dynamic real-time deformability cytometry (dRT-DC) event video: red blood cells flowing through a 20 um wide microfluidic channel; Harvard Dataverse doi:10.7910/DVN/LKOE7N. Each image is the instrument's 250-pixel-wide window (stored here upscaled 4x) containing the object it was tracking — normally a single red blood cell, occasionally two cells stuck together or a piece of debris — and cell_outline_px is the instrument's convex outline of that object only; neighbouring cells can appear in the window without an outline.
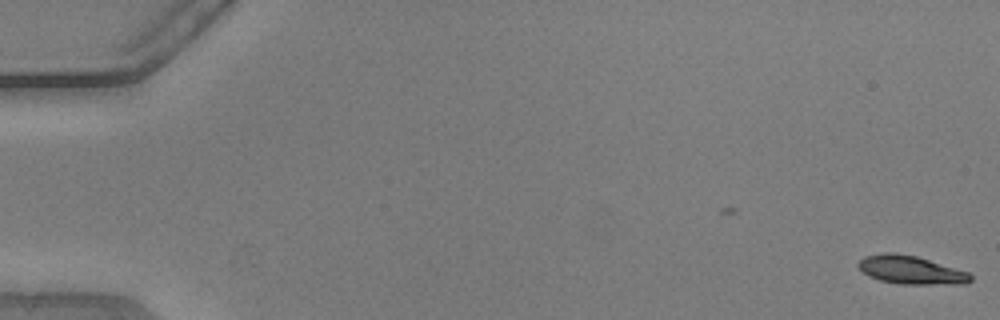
{"species": "common noctule bat (a hibernating species)", "species_latin": "Nyctalus noctula", "temperature_condition": "warm", "stored_images_in_passage": 45, "camera_frame_rate_fps": 3000, "um_per_image_px": 0.085, "animal": {"sex": "male", "body_mass_g": 20.5, "forearm_length_mm": 52.5}, "frame": {"image": 1, "passage_image": 1, "time_ms": 0.0, "image_size_px": [1000, 320], "cell_outline_px": [[972, 280], [964, 284], [900, 284], [880, 280], [868, 276], [856, 264], [864, 256], [884, 252], [896, 252], [916, 256], [968, 272], [972, 276]], "centroid_in_image_um": [77.41, 22.94], "position_along_channel_um": 7.6, "area_um2": 18.5}}
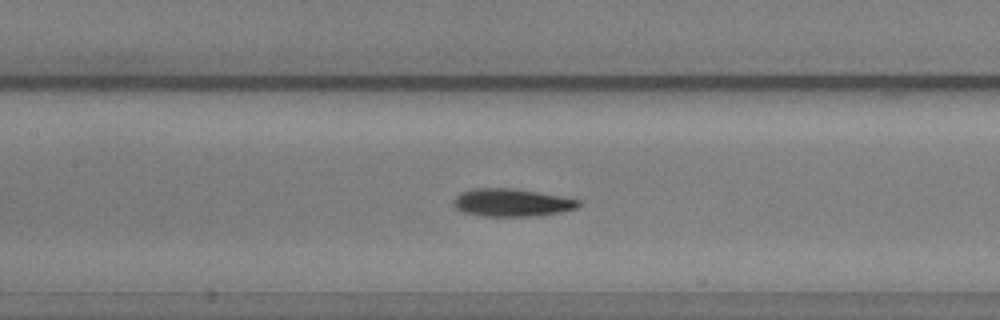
{"frame": {"image": 2, "passage_image": 26, "time_ms": 8.333, "image_size_px": [1000, 320], "cell_outline_px": [[580, 204], [576, 208], [560, 212], [532, 216], [480, 216], [464, 212], [456, 208], [452, 204], [452, 200], [460, 192], [472, 188], [512, 188], [536, 192], [580, 200]], "centroid_in_image_um": [43.42, 17.22], "position_along_channel_um": 164.0, "area_um2": 20.11}}
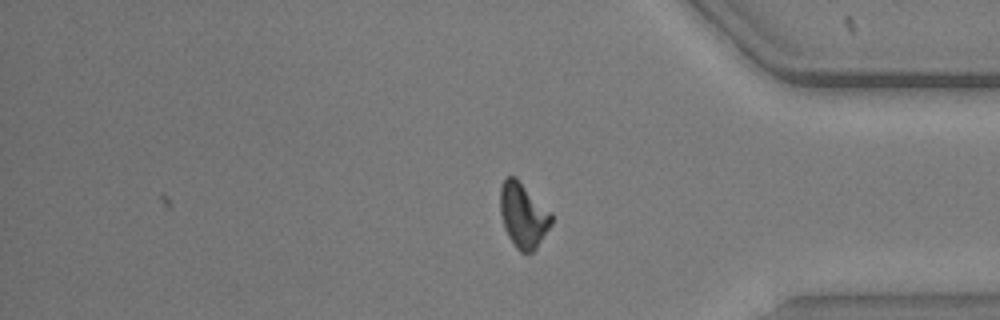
{"frame": {"image": 3, "passage_image": 45, "time_ms": 14.667, "image_size_px": [1000, 320], "cell_outline_px": [[552, 224], [536, 248], [532, 252], [520, 252], [516, 248], [508, 236], [504, 228], [500, 212], [500, 188], [504, 180], [508, 176], [516, 176], [552, 212]], "centroid_in_image_um": [44.48, 18.28], "position_along_channel_um": 390.7, "area_um2": 19.54}, "authors_computed_cell_mechanics": {"area_um2": 19.1896, "velocity_mm_per_s": 3.8301, "shape_relaxation_time_tau1_ms": 3.157, "shape_relaxation_time_tau2_ms": 4.8204, "deformation_change_tau1": 0.1361, "deformation_change_tau2": 0.1063}}